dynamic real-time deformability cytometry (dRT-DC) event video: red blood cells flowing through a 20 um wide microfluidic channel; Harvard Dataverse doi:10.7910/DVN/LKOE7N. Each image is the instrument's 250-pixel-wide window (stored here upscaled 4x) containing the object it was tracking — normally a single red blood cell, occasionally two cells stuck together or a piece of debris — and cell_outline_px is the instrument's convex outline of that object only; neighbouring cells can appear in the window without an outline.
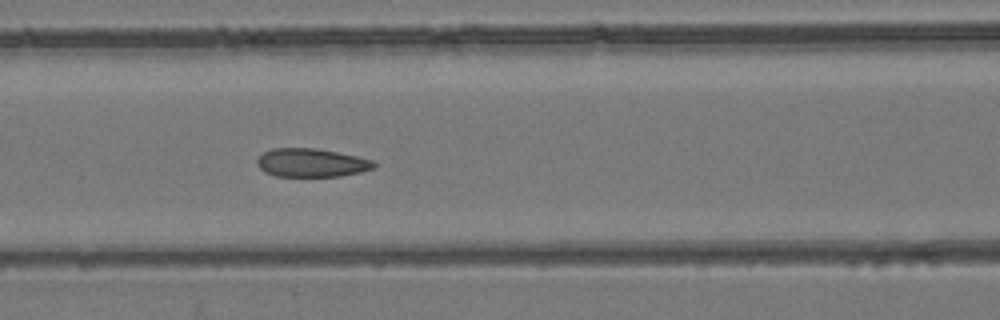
{"species": "common noctule bat (a hibernating species)", "species_latin": "Nyctalus noctula", "temperature_condition": "room temperature", "stored_images_in_passage": 6, "camera_frame_rate_fps": 3000, "um_per_image_px": 0.085, "animal": {"sex": "female", "body_mass_g": 24.6, "forearm_length_mm": 56.2}, "frame": {"image": 1, "passage_image": 6, "time_ms": 7.0, "image_size_px": [1000, 320], "cell_outline_px": [[376, 164], [372, 168], [360, 172], [340, 176], [276, 176], [264, 172], [256, 164], [256, 160], [264, 152], [272, 148], [316, 148], [356, 156], [372, 160]], "centroid_in_image_um": [26.43, 13.83], "position_along_channel_um": 140.2, "area_um2": 19.25}}